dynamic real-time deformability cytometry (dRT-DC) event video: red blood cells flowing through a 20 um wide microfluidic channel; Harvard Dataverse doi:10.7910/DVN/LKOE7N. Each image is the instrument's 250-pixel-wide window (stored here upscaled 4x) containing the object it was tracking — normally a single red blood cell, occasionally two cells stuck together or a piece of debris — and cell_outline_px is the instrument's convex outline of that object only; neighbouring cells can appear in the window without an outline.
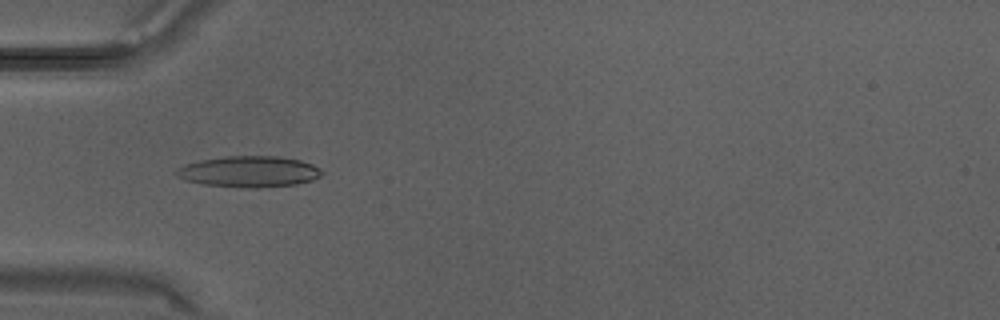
{"species": "Egyptian fruit bat (a non-hibernating species)", "species_latin": "Rousettus aegyptiacus", "temperature_condition": "warm", "stored_images_in_passage": 27, "camera_frame_rate_fps": 3000, "um_per_image_px": 0.085, "animal": {"sex": "male"}, "frame": {"image": 1, "passage_image": 5, "time_ms": 1.333, "image_size_px": [1000, 320], "cell_outline_px": [[324, 172], [320, 176], [312, 180], [296, 184], [256, 188], [244, 188], [204, 184], [184, 180], [176, 176], [172, 172], [184, 164], [200, 160], [224, 156], [276, 156], [300, 160], [312, 164], [320, 168]], "centroid_in_image_um": [21.14, 14.58], "position_along_channel_um": 63.9, "area_um2": 26.53}}
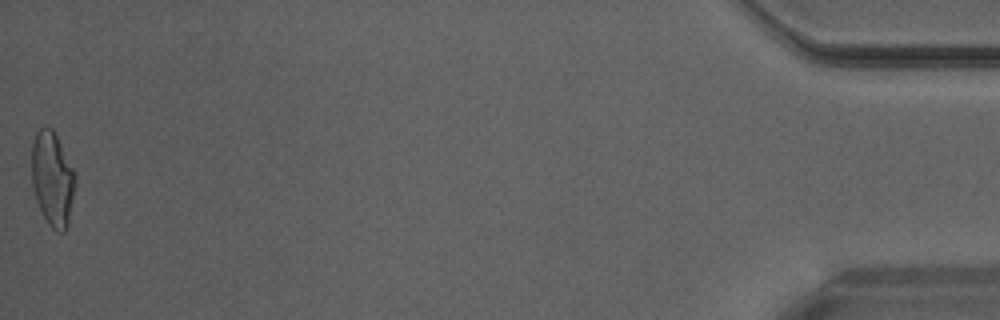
{"frame": {"image": 2, "passage_image": 27, "time_ms": 8.667, "image_size_px": [1000, 320], "cell_outline_px": [[76, 180], [68, 224], [64, 232], [56, 232], [48, 224], [36, 200], [32, 184], [32, 144], [36, 132], [40, 128], [48, 124], [52, 128], [76, 176]], "centroid_in_image_um": [4.45, 15.2], "position_along_channel_um": 430.8, "area_um2": 23.76}}